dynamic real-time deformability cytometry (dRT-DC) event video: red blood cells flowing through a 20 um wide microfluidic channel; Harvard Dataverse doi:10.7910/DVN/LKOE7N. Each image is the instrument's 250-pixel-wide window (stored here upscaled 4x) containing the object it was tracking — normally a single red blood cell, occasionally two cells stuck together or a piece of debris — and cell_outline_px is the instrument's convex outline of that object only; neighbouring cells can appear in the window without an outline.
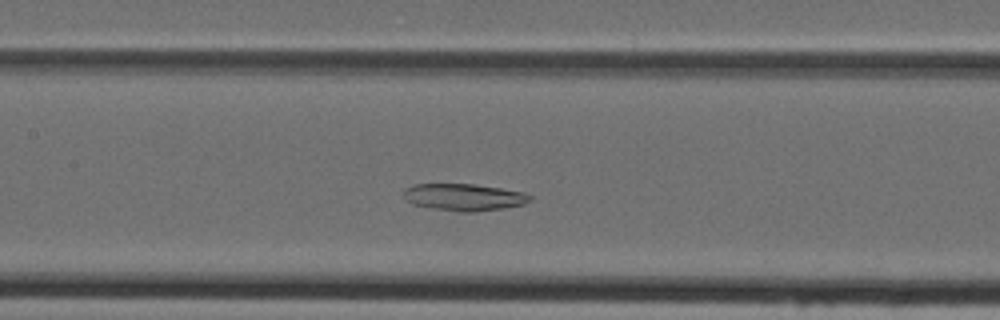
{"species": "Egyptian fruit bat (a non-hibernating species)", "species_latin": "Rousettus aegyptiacus", "temperature_condition": "cold", "stored_images_in_passage": 42, "camera_frame_rate_fps": 3000, "um_per_image_px": 0.085, "animal": {"sex": "female"}, "frame": {"image": 1, "passage_image": 17, "time_ms": 5.333, "image_size_px": [1000, 320], "cell_outline_px": [[532, 200], [524, 204], [504, 208], [476, 212], [460, 212], [412, 204], [404, 200], [404, 188], [412, 184], [472, 184], [500, 188], [524, 192], [532, 196]], "centroid_in_image_um": [39.44, 16.76], "position_along_channel_um": 168.0, "area_um2": 19.94}}
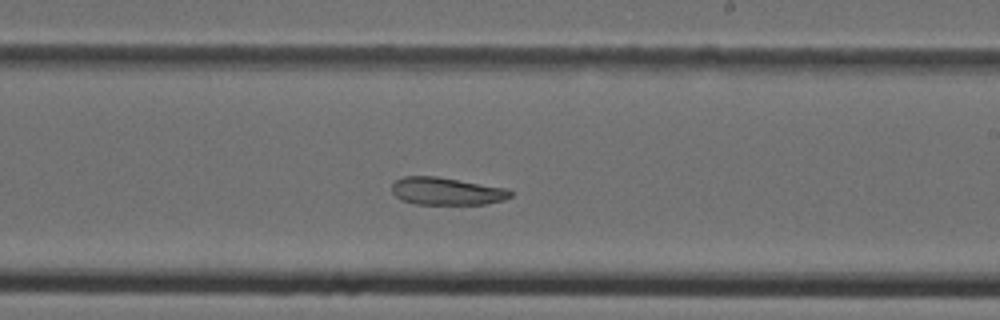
{"frame": {"image": 2, "passage_image": 23, "time_ms": 7.333, "image_size_px": [1000, 320], "cell_outline_px": [[512, 196], [504, 200], [488, 204], [416, 204], [400, 200], [392, 192], [392, 184], [396, 180], [404, 176], [436, 176], [508, 188], [512, 192]], "centroid_in_image_um": [37.97, 16.25], "position_along_channel_um": 251.0, "area_um2": 19.19}}
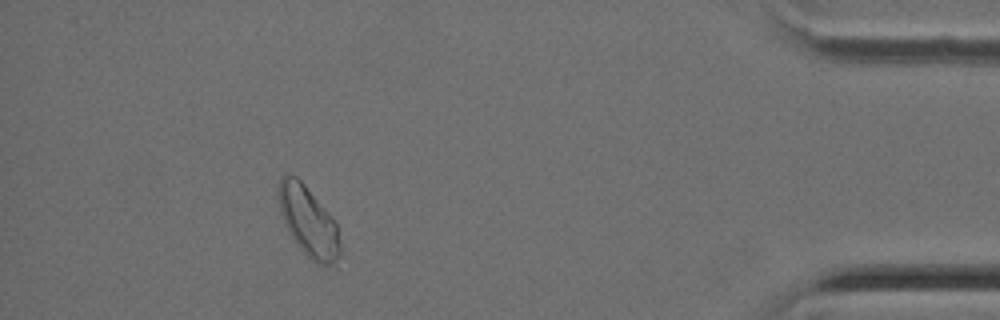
{"frame": {"image": 3, "passage_image": 38, "time_ms": 12.333, "image_size_px": [1000, 320], "cell_outline_px": [[340, 256], [332, 264], [316, 264], [296, 244], [280, 212], [276, 196], [276, 188], [280, 176], [296, 176], [304, 184], [328, 212], [336, 224], [340, 248]], "centroid_in_image_um": [26.17, 18.79], "position_along_channel_um": 409.0, "area_um2": 24.74}}